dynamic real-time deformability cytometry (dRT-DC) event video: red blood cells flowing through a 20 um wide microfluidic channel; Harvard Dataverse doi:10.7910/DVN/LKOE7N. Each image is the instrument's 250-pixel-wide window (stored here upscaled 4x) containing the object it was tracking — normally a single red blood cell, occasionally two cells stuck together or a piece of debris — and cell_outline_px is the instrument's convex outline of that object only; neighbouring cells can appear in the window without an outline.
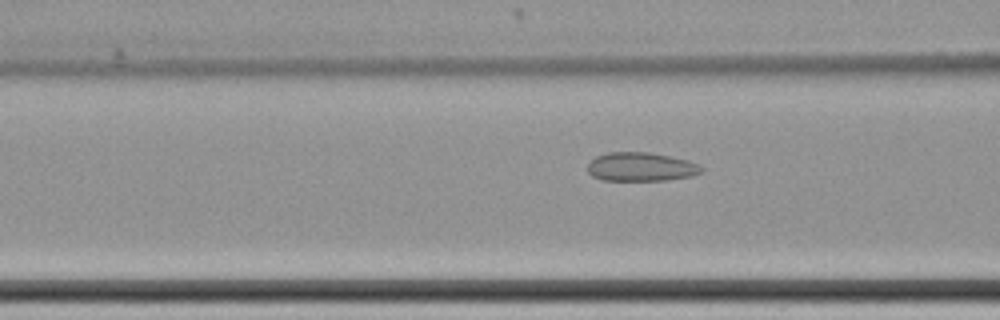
{"species": "common noctule bat (a hibernating species)", "species_latin": "Nyctalus noctula", "temperature_condition": "cold", "stored_images_in_passage": 32, "camera_frame_rate_fps": 3000, "um_per_image_px": 0.085, "animal": {"sex": "female", "body_mass_g": 22.7, "forearm_length_mm": 54.2}, "frame": {"image": 1, "passage_image": 4, "time_ms": 1.0, "image_size_px": [1000, 320], "cell_outline_px": [[704, 172], [692, 176], [664, 180], [604, 180], [592, 176], [588, 172], [588, 164], [596, 156], [608, 152], [648, 152], [688, 160], [704, 168]], "centroid_in_image_um": [54.49, 14.18], "position_along_channel_um": 112.1, "area_um2": 19.02}}
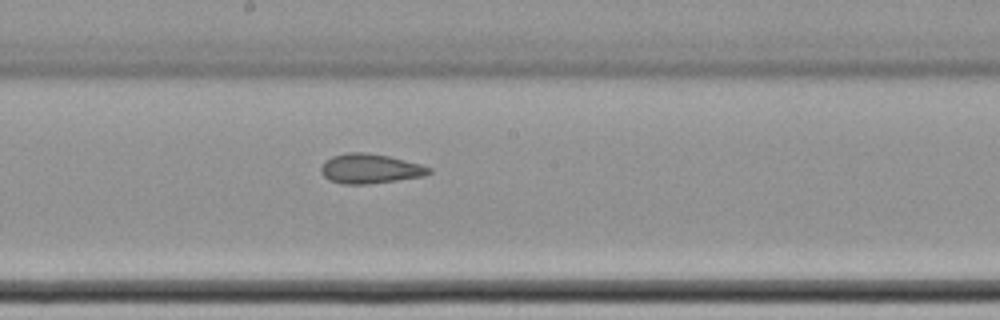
{"frame": {"image": 2, "passage_image": 13, "time_ms": 4.0, "image_size_px": [1000, 320], "cell_outline_px": [[432, 172], [424, 176], [396, 180], [364, 184], [340, 184], [328, 180], [320, 172], [320, 168], [324, 160], [332, 156], [344, 152], [364, 152], [388, 156], [420, 164], [432, 168]], "centroid_in_image_um": [31.4, 14.33], "position_along_channel_um": 216.8, "area_um2": 18.73}}
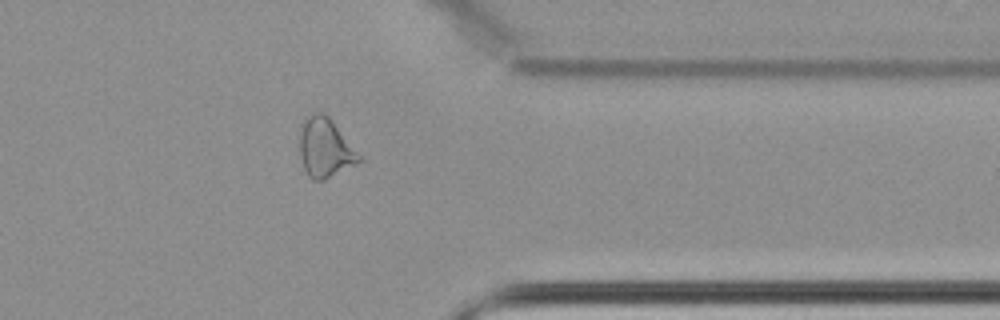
{"frame": {"image": 3, "passage_image": 28, "time_ms": 9.0, "image_size_px": [1000, 320], "cell_outline_px": [[360, 160], [356, 164], [324, 180], [312, 180], [308, 176], [304, 168], [300, 156], [300, 132], [304, 124], [312, 112], [324, 112], [332, 120], [360, 156]], "centroid_in_image_um": [27.62, 12.59], "position_along_channel_um": 383.8, "area_um2": 20.0}}